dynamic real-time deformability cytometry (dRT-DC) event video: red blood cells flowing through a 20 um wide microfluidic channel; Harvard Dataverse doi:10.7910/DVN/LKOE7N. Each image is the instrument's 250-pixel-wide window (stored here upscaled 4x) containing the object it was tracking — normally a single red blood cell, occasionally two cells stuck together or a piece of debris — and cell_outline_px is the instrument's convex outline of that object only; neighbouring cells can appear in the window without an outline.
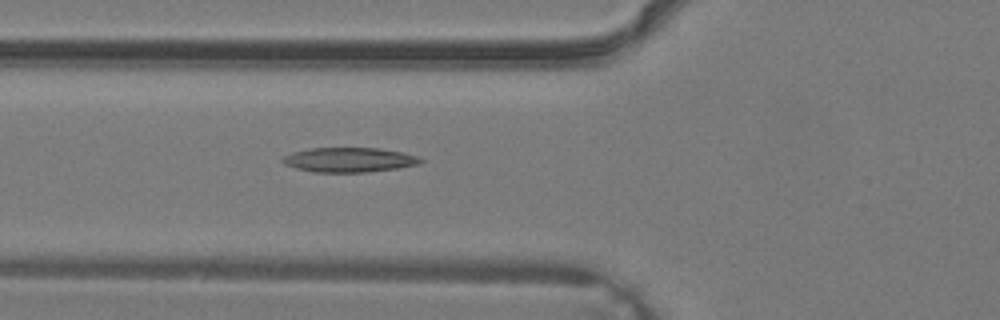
{"species": "common noctule bat (a hibernating species)", "species_latin": "Nyctalus noctula", "temperature_condition": "warm", "stored_images_in_passage": 38, "camera_frame_rate_fps": 3000, "um_per_image_px": 0.085, "animal": {"sex": "male", "body_mass_g": 19.2, "forearm_length_mm": 51.8}, "frame": {"image": 1, "passage_image": 15, "time_ms": 4.667, "image_size_px": [1000, 320], "cell_outline_px": [[424, 160], [420, 164], [396, 168], [364, 172], [312, 172], [296, 168], [284, 164], [280, 160], [284, 156], [292, 152], [312, 148], [380, 148], [400, 152], [416, 156]], "centroid_in_image_um": [29.65, 13.58], "position_along_channel_um": 96.2, "area_um2": 19.65}}
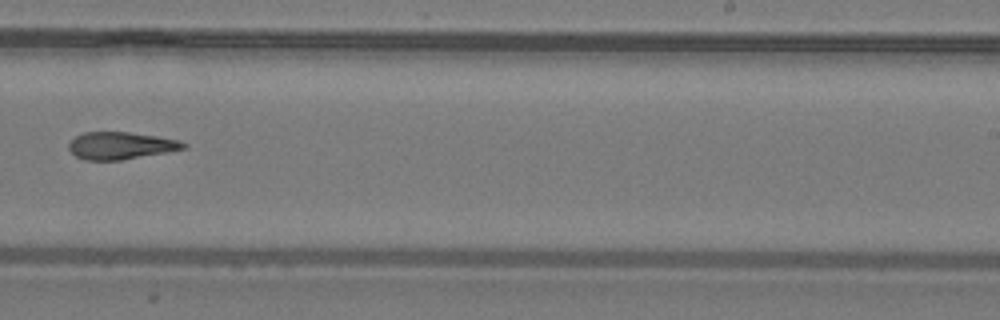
{"frame": {"image": 2, "passage_image": 25, "time_ms": 8.0, "image_size_px": [1000, 320], "cell_outline_px": [[188, 148], [120, 160], [84, 160], [76, 156], [68, 148], [68, 144], [76, 136], [84, 132], [128, 132], [156, 136], [180, 140], [188, 144]], "centroid_in_image_um": [10.27, 12.37], "position_along_channel_um": 278.7, "area_um2": 18.15}}
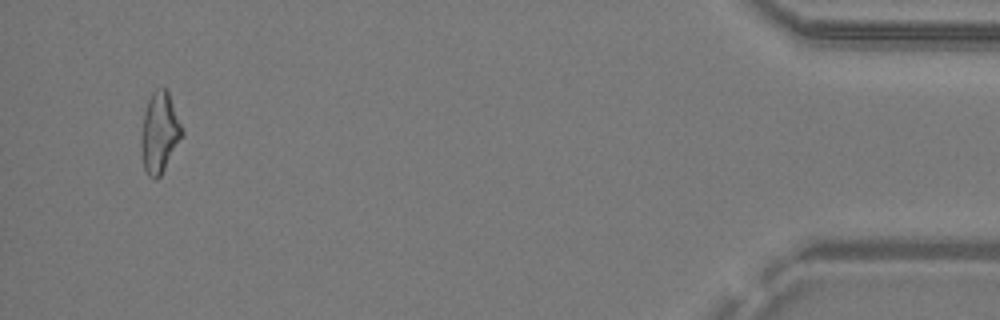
{"frame": {"image": 3, "passage_image": 37, "time_ms": 12.0, "image_size_px": [1000, 320], "cell_outline_px": [[184, 136], [160, 176], [156, 180], [148, 176], [144, 168], [140, 156], [140, 140], [144, 112], [148, 100], [152, 92], [156, 88], [168, 88], [184, 132]], "centroid_in_image_um": [13.56, 11.27], "position_along_channel_um": 421.6, "area_um2": 19.71}}